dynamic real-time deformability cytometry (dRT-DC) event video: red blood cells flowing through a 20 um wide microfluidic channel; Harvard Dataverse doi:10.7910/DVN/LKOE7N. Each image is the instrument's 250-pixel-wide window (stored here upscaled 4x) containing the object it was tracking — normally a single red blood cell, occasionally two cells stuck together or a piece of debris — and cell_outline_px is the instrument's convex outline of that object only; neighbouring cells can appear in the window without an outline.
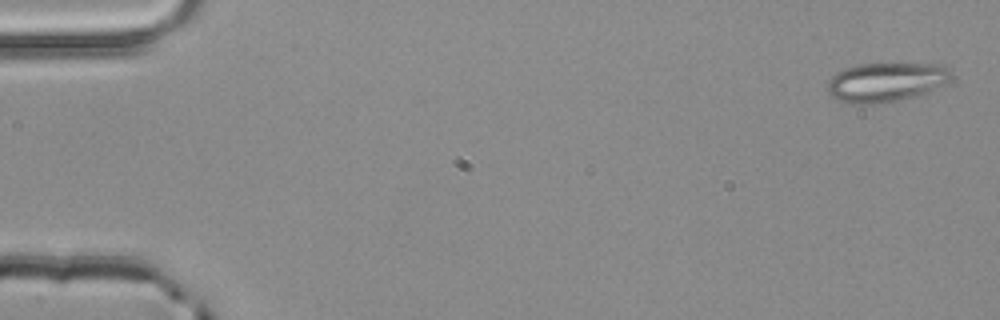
{"species": "common noctule bat (a hibernating species)", "species_latin": "Nyctalus noctula", "temperature_condition": "room temperature", "stored_images_in_passage": 4, "camera_frame_rate_fps": 3000, "um_per_image_px": 0.085, "animal": {"sex": "male", "body_mass_g": 20.4}, "frame": {"image": 1, "passage_image": 1, "time_ms": 0.0, "image_size_px": [1000, 320], "cell_outline_px": [[952, 76], [944, 84], [928, 92], [916, 96], [884, 104], [848, 104], [836, 100], [828, 92], [828, 80], [836, 72], [860, 64], [944, 64], [948, 68]], "centroid_in_image_um": [75.3, 7.0], "position_along_channel_um": 9.7, "area_um2": 28.5}}
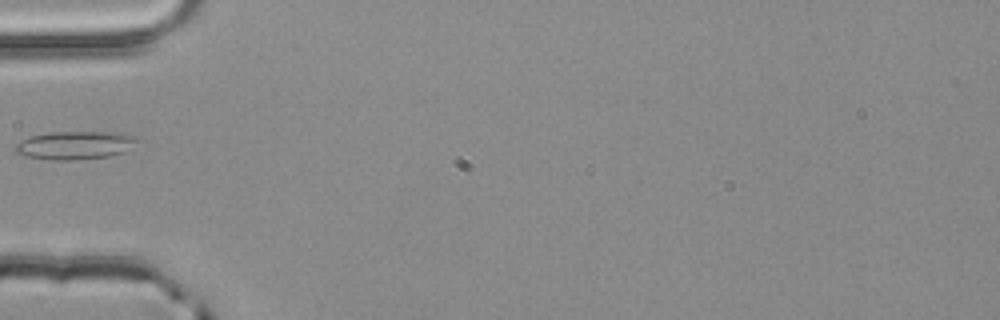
{"frame": {"image": 2, "passage_image": 4, "time_ms": 1.0, "image_size_px": [1000, 320], "cell_outline_px": [[140, 140], [124, 152], [112, 156], [76, 160], [52, 160], [28, 156], [16, 152], [16, 144], [20, 140], [28, 136], [48, 132], [116, 132], [140, 136]], "centroid_in_image_um": [6.43, 12.33], "position_along_channel_um": 78.6, "area_um2": 20.29}}